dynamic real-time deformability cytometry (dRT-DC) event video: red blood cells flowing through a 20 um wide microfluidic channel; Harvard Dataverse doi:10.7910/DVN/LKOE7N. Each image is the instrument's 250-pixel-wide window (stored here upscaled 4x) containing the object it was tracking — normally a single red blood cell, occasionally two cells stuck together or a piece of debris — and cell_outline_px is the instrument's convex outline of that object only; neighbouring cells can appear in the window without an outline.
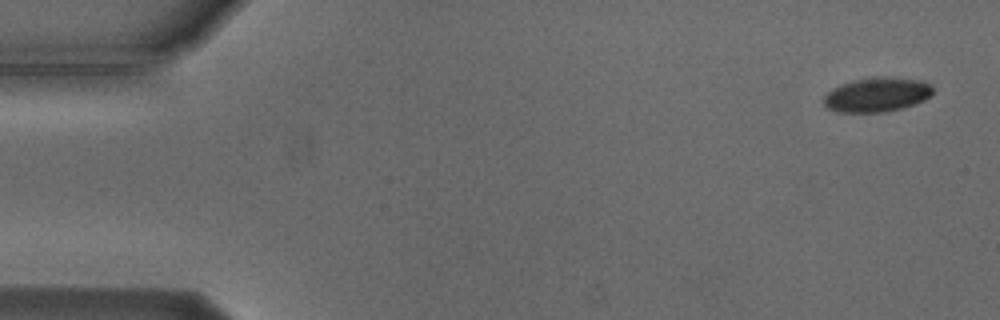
{"species": "Egyptian fruit bat (a non-hibernating species)", "species_latin": "Rousettus aegyptiacus", "temperature_condition": "cold", "stored_images_in_passage": 5, "camera_frame_rate_fps": 3000, "um_per_image_px": 0.085, "animal": {"sex": "male"}, "frame": {"image": 1, "passage_image": 1, "time_ms": 0.0, "image_size_px": [1000, 320], "cell_outline_px": [[932, 96], [924, 100], [900, 108], [884, 112], [836, 112], [828, 108], [824, 104], [824, 96], [832, 88], [840, 84], [852, 80], [872, 76], [892, 76], [920, 80], [928, 84], [932, 88]], "centroid_in_image_um": [74.51, 8.02], "position_along_channel_um": 10.5, "area_um2": 22.02}}
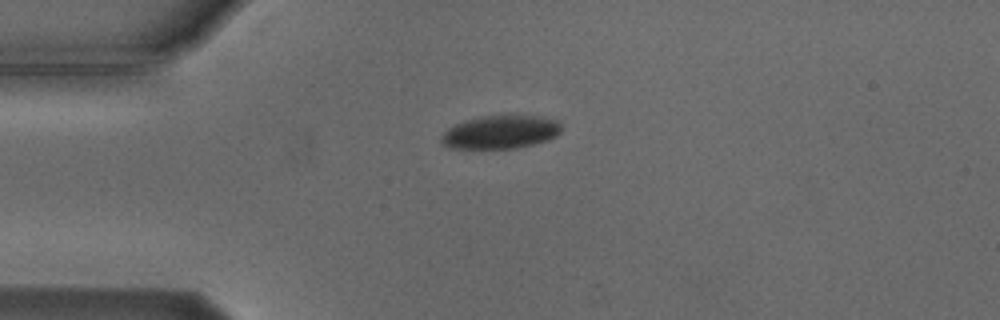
{"frame": {"image": 2, "passage_image": 4, "time_ms": 3.667, "image_size_px": [1000, 320], "cell_outline_px": [[560, 132], [556, 136], [548, 140], [516, 148], [448, 148], [440, 140], [440, 136], [448, 128], [456, 124], [480, 116], [544, 116], [560, 120]], "centroid_in_image_um": [42.56, 11.22], "position_along_channel_um": 42.4, "area_um2": 23.18}}